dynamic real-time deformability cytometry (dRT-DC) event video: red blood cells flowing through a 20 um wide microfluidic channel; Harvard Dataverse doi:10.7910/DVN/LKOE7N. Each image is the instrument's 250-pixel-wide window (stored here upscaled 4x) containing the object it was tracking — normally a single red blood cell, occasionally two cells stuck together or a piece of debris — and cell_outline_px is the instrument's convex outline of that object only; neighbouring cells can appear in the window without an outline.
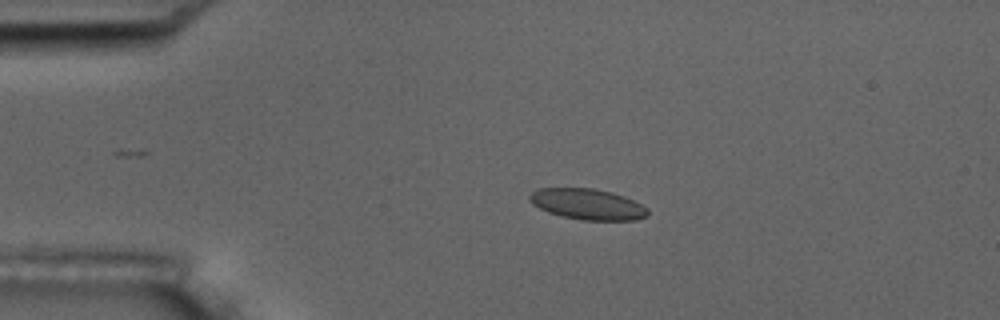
{"species": "common noctule bat (a hibernating species)", "species_latin": "Nyctalus noctula", "temperature_condition": "room temperature", "stored_images_in_passage": 4, "camera_frame_rate_fps": 3000, "um_per_image_px": 0.085, "animal": {"sex": "male", "body_mass_g": 17.5, "forearm_length_mm": 52.3}, "frame": {"image": 1, "passage_image": 3, "time_ms": 2.333, "image_size_px": [1000, 320], "cell_outline_px": [[648, 216], [636, 220], [580, 220], [560, 216], [548, 212], [532, 204], [528, 200], [528, 196], [532, 192], [540, 188], [592, 188], [612, 192], [624, 196], [648, 208]], "centroid_in_image_um": [49.93, 17.36], "position_along_channel_um": 35.1, "area_um2": 21.33}}